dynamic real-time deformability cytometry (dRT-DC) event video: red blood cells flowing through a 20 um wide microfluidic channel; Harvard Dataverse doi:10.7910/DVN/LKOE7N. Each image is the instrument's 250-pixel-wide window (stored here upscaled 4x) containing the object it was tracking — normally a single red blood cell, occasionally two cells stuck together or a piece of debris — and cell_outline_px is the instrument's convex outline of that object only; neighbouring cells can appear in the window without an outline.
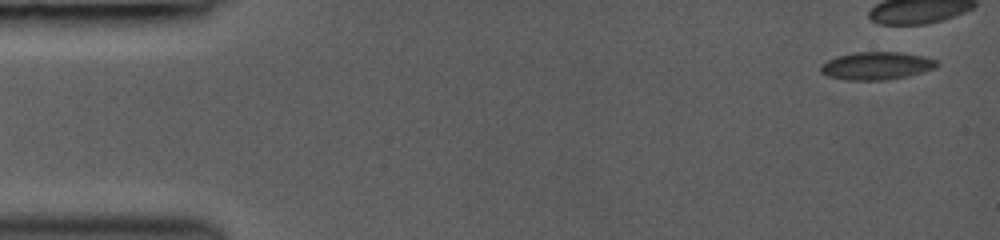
{"species": "common noctule bat (a hibernating species)", "species_latin": "Nyctalus noctula", "temperature_condition": "room temperature", "stored_images_in_passage": 11, "camera_frame_rate_fps": 3000, "um_per_image_px": 0.085, "animal": {"sex": "female", "body_mass_g": 19.0, "forearm_length_mm": 53.3}, "frame": {"image": 1, "passage_image": 1, "time_ms": 0.0, "image_size_px": [1000, 240], "cell_outline_px": [[940, 64], [936, 68], [908, 76], [884, 80], [848, 80], [828, 76], [820, 72], [820, 64], [836, 56], [856, 52], [900, 52], [924, 56], [936, 60]], "centroid_in_image_um": [74.51, 5.59], "position_along_channel_um": 10.5, "area_um2": 18.9}}